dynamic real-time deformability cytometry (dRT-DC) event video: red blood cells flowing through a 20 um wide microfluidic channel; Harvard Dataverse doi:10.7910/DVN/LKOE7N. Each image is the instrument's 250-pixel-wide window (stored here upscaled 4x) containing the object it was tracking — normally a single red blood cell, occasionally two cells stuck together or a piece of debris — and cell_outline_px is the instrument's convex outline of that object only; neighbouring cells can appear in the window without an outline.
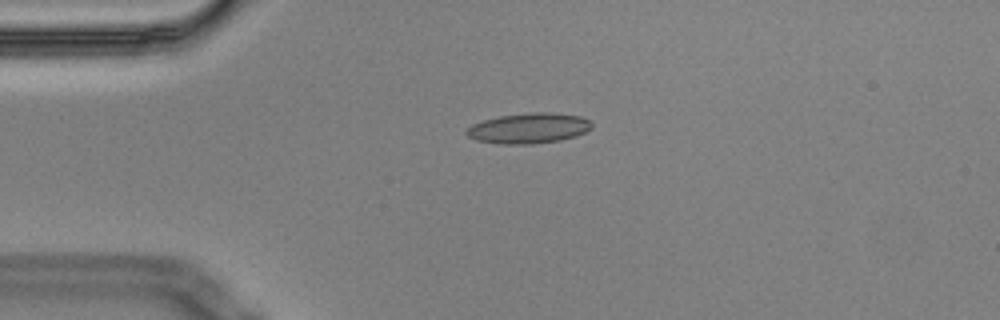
{"species": "Egyptian fruit bat (a non-hibernating species)", "species_latin": "Rousettus aegyptiacus", "temperature_condition": "cold", "stored_images_in_passage": 2, "camera_frame_rate_fps": 3000, "um_per_image_px": 0.085, "animal": {"sex": "male"}, "frame": {"image": 1, "passage_image": 1, "time_ms": 0.0, "image_size_px": [1000, 320], "cell_outline_px": [[592, 128], [576, 136], [560, 140], [532, 144], [500, 144], [476, 140], [468, 136], [464, 132], [472, 124], [484, 120], [500, 116], [532, 112], [548, 112], [580, 116], [588, 120], [592, 124]], "centroid_in_image_um": [44.93, 10.9], "position_along_channel_um": 40.1, "area_um2": 22.08}}